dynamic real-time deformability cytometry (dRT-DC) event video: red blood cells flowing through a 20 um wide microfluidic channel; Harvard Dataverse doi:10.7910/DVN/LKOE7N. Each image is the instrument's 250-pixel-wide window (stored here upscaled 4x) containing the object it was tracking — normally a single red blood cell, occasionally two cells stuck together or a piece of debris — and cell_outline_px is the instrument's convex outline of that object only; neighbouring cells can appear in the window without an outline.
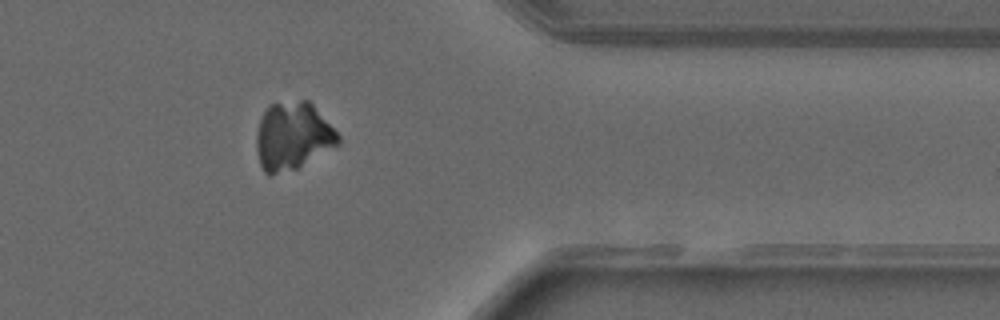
{"species": "common noctule bat (a hibernating species)", "species_latin": "Nyctalus noctula", "temperature_condition": "warm", "stored_images_in_passage": 39, "camera_frame_rate_fps": 3000, "um_per_image_px": 0.085, "animal": {"sex": "male", "forearm_length_mm": 52.5}, "frame": {"image": 1, "passage_image": 33, "time_ms": 10.667, "image_size_px": [1000, 320], "cell_outline_px": [[340, 144], [296, 168], [276, 172], [264, 172], [260, 164], [256, 148], [256, 132], [260, 120], [268, 104], [300, 100], [308, 100], [312, 104], [340, 136]], "centroid_in_image_um": [24.87, 11.53], "position_along_channel_um": 386.5, "area_um2": 31.73}}